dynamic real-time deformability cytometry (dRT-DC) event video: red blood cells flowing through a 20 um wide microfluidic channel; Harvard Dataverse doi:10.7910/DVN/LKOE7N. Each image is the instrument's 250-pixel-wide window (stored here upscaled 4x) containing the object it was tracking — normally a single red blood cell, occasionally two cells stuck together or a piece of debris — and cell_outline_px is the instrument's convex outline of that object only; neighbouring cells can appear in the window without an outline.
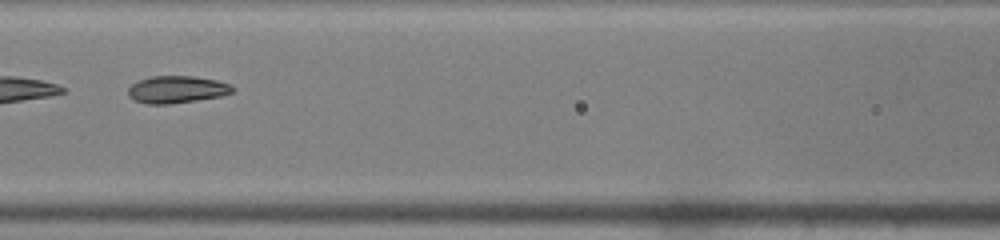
{"species": "common noctule bat (a hibernating species)", "species_latin": "Nyctalus noctula", "temperature_condition": "warm", "stored_images_in_passage": 21, "camera_frame_rate_fps": 3000, "um_per_image_px": 0.085, "animal": {"sex": "male", "body_mass_g": 19.0, "forearm_length_mm": 50.8}, "frame": {"image": 1, "passage_image": 7, "time_ms": 2.0, "image_size_px": [1000, 240], "cell_outline_px": [[236, 88], [232, 92], [220, 96], [196, 100], [168, 104], [148, 104], [136, 100], [128, 96], [128, 88], [132, 84], [140, 80], [152, 76], [192, 76], [216, 80], [228, 84]], "centroid_in_image_um": [15.02, 7.6], "position_along_channel_um": 151.6, "area_um2": 16.36}}
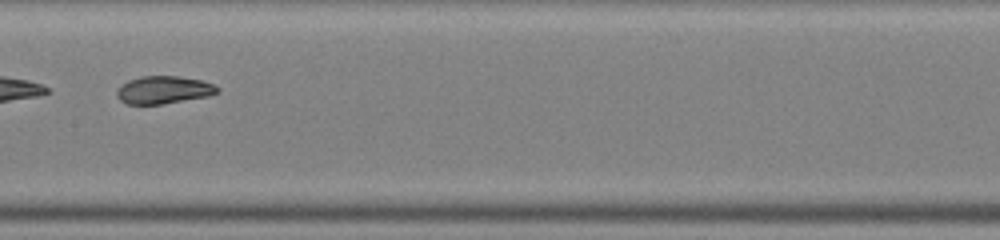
{"frame": {"image": 2, "passage_image": 10, "time_ms": 3.0, "image_size_px": [1000, 240], "cell_outline_px": [[220, 92], [208, 96], [160, 104], [128, 104], [120, 100], [116, 96], [116, 92], [128, 80], [140, 76], [176, 76], [200, 80], [212, 84], [220, 88]], "centroid_in_image_um": [13.92, 7.64], "position_along_channel_um": 193.5, "area_um2": 16.01}}